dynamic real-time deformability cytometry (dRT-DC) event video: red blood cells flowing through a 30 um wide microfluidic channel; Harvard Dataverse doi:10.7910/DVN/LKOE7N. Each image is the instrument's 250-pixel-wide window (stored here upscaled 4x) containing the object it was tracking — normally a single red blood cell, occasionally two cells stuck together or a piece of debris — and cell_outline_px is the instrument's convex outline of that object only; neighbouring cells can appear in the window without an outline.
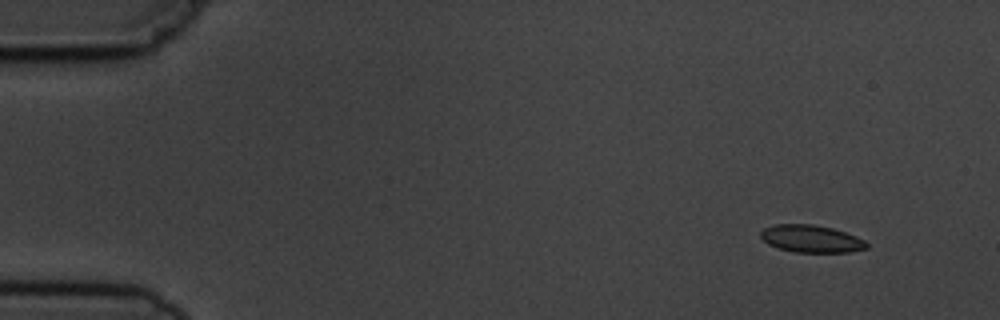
{"species": "common noctule bat (a hibernating species)", "species_latin": "Nyctalus noctula", "temperature_condition": "cold", "stored_images_in_passage": 4, "camera_frame_rate_fps": 3000, "um_per_image_px": 0.085, "animal": {"sex": "male", "body_mass_g": 19.5, "forearm_length_mm": 54.6}, "frame": {"image": 1, "passage_image": 1, "time_ms": 0.0, "image_size_px": [1000, 320], "cell_outline_px": [[868, 248], [848, 252], [796, 252], [780, 248], [768, 244], [760, 236], [760, 232], [764, 228], [772, 224], [812, 224], [832, 228], [856, 236], [864, 240], [868, 244]], "centroid_in_image_um": [68.94, 20.29], "position_along_channel_um": 16.1, "area_um2": 16.82}}
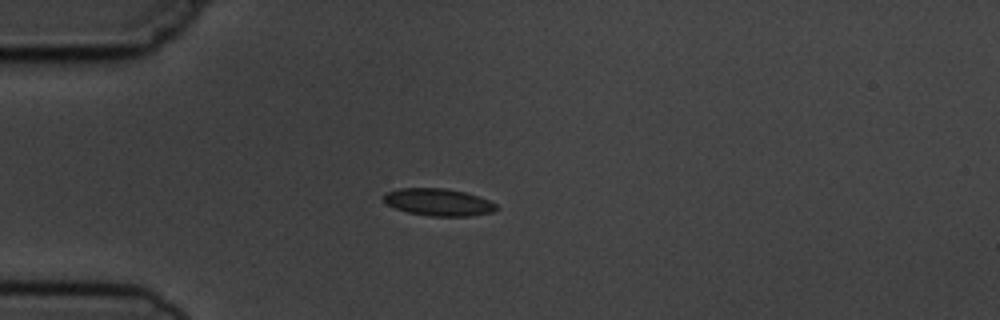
{"frame": {"image": 2, "passage_image": 4, "time_ms": 3.333, "image_size_px": [1000, 320], "cell_outline_px": [[496, 208], [492, 212], [472, 216], [432, 216], [408, 212], [396, 208], [388, 204], [384, 200], [384, 192], [400, 188], [444, 188], [464, 192], [488, 200], [496, 204]], "centroid_in_image_um": [37.24, 17.18], "position_along_channel_um": 47.8, "area_um2": 17.63}}